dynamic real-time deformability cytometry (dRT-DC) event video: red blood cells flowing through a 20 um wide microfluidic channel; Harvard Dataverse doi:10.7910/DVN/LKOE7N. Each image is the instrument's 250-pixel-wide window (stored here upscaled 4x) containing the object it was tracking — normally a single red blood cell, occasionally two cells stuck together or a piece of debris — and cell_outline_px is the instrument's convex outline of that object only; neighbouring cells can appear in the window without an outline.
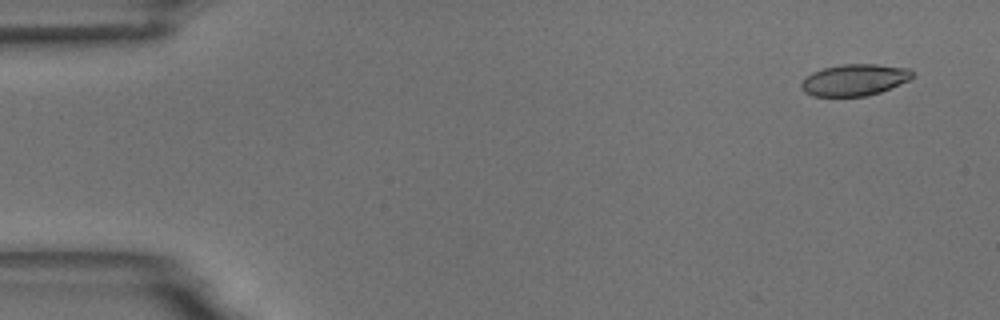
{"species": "common noctule bat (a hibernating species)", "species_latin": "Nyctalus noctula", "temperature_condition": "room temperature", "stored_images_in_passage": 53, "camera_frame_rate_fps": 3000, "um_per_image_px": 0.085, "animal": {"sex": "male", "body_mass_g": 18.8}, "frame": {"image": 1, "passage_image": 1, "time_ms": 0.0, "image_size_px": [1000, 320], "cell_outline_px": [[916, 76], [908, 80], [880, 92], [868, 96], [812, 96], [804, 92], [800, 88], [800, 84], [804, 76], [812, 72], [824, 68], [840, 64], [876, 64], [908, 68]], "centroid_in_image_um": [72.59, 6.79], "position_along_channel_um": 12.4, "area_um2": 20.58}}
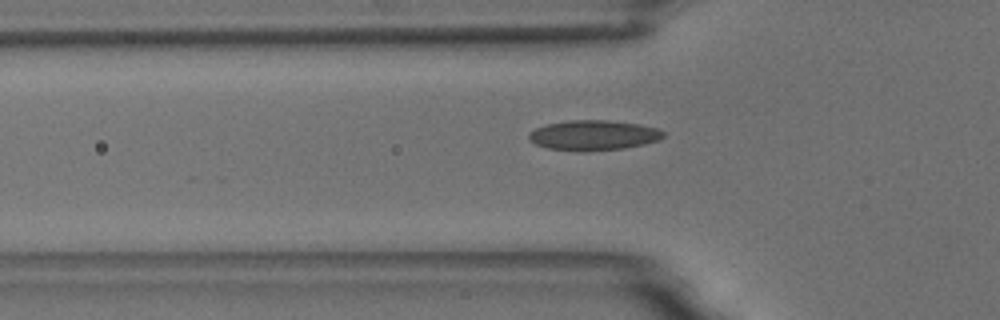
{"frame": {"image": 2, "passage_image": 16, "time_ms": 5.0, "image_size_px": [1000, 320], "cell_outline_px": [[664, 136], [660, 140], [644, 144], [624, 148], [584, 152], [580, 152], [548, 148], [536, 144], [528, 140], [528, 132], [536, 128], [548, 124], [568, 120], [608, 120], [636, 124], [656, 128], [664, 132]], "centroid_in_image_um": [50.42, 11.51], "position_along_channel_um": 75.4, "area_um2": 23.64}}
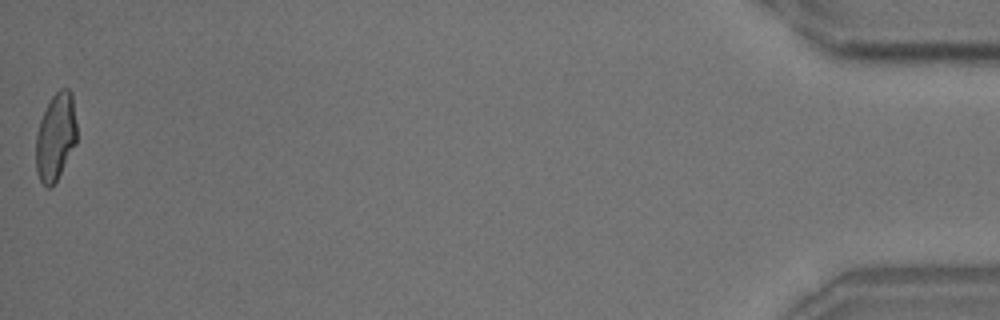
{"frame": {"image": 3, "passage_image": 53, "time_ms": 17.333, "image_size_px": [1000, 320], "cell_outline_px": [[76, 144], [52, 188], [48, 188], [40, 180], [36, 172], [36, 132], [40, 120], [52, 96], [60, 88], [68, 88], [72, 92], [76, 124]], "centroid_in_image_um": [4.73, 11.63], "position_along_channel_um": 430.5, "area_um2": 20.81}, "authors_computed_cell_mechanics": {"area_um2": 21.4438, "velocity_mm_per_s": 3.6488, "shape_relaxation_time_tau1_ms": 4.5619, "shape_relaxation_time_tau2_ms": 1.0171, "deformation_change_tau1": 0.1481, "deformation_change_tau2": 0.0755}}